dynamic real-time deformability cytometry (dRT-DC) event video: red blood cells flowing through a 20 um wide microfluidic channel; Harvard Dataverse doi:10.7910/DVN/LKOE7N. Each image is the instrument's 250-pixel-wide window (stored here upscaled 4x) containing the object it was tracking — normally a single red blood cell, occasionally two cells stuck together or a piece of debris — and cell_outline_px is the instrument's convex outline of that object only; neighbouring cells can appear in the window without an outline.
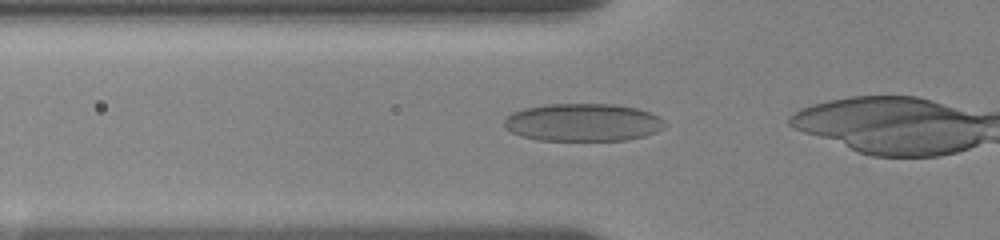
{"species": "human", "species_latin": "Homo sapiens", "temperature_condition": "room temperature", "stored_images_in_passage": 36, "camera_frame_rate_fps": 3000, "um_per_image_px": 0.085, "donor": {"sex": "female"}, "frame": {"image": 1, "passage_image": 13, "time_ms": 4.0, "image_size_px": [1000, 240], "cell_outline_px": [[664, 128], [656, 132], [644, 136], [628, 140], [536, 140], [520, 136], [504, 128], [504, 120], [512, 112], [524, 108], [552, 104], [616, 104], [636, 108], [648, 112], [664, 120]], "centroid_in_image_um": [49.53, 10.41], "position_along_channel_um": 76.3, "area_um2": 35.32}}
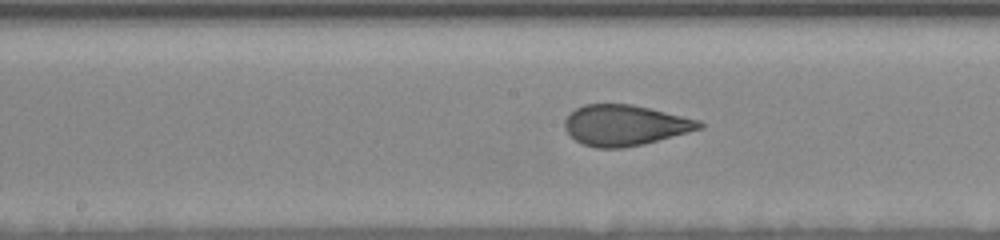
{"frame": {"image": 2, "passage_image": 23, "time_ms": 7.333, "image_size_px": [1000, 240], "cell_outline_px": [[704, 128], [644, 144], [624, 148], [596, 148], [584, 144], [576, 140], [564, 128], [564, 120], [576, 108], [584, 104], [632, 104], [700, 120], [704, 124]], "centroid_in_image_um": [53.14, 10.65], "position_along_channel_um": 195.1, "area_um2": 31.85}}
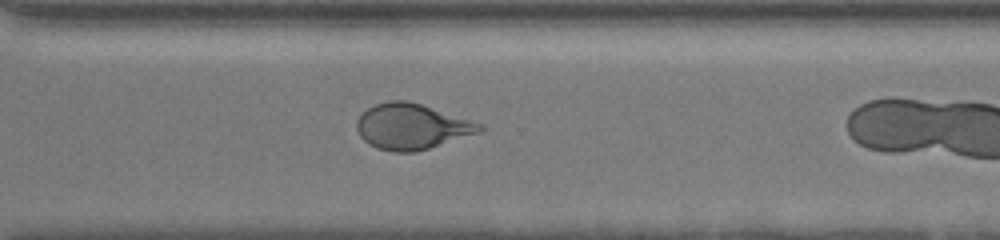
{"frame": {"image": 3, "passage_image": 35, "time_ms": 11.333, "image_size_px": [1000, 240], "cell_outline_px": [[488, 128], [480, 132], [416, 152], [392, 152], [376, 148], [368, 144], [360, 136], [356, 128], [356, 120], [368, 108], [376, 104], [388, 100], [408, 100], [484, 124]], "centroid_in_image_um": [35.0, 10.76], "position_along_channel_um": 335.6, "area_um2": 32.77}}